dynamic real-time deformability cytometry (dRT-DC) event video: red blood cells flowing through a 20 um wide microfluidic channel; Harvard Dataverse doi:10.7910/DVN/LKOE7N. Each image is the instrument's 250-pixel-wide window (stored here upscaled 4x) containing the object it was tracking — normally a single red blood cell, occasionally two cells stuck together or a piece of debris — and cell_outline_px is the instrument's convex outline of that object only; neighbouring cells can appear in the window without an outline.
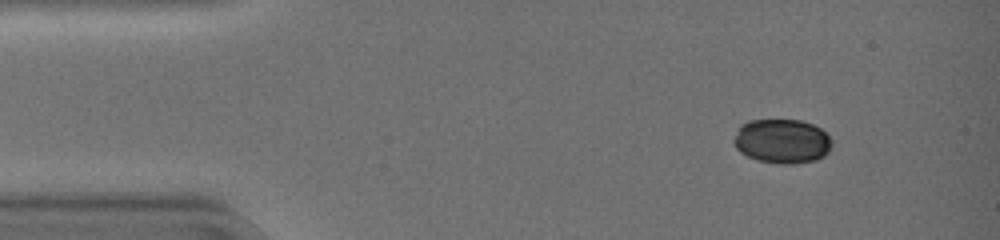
{"species": "common noctule bat (a hibernating species)", "species_latin": "Nyctalus noctula", "temperature_condition": "warm", "stored_images_in_passage": 42, "camera_frame_rate_fps": 3000, "um_per_image_px": 0.085, "animal": {"sex": "female", "body_mass_g": 19.0, "forearm_length_mm": 51.5}, "frame": {"image": 1, "passage_image": 1, "time_ms": 0.0, "image_size_px": [1000, 240], "cell_outline_px": [[832, 144], [828, 152], [824, 156], [816, 160], [796, 164], [776, 164], [756, 160], [740, 152], [736, 148], [732, 140], [740, 124], [748, 120], [800, 120], [812, 124], [820, 128], [828, 136]], "centroid_in_image_um": [66.44, 12.01], "position_along_channel_um": 18.6, "area_um2": 25.61}}
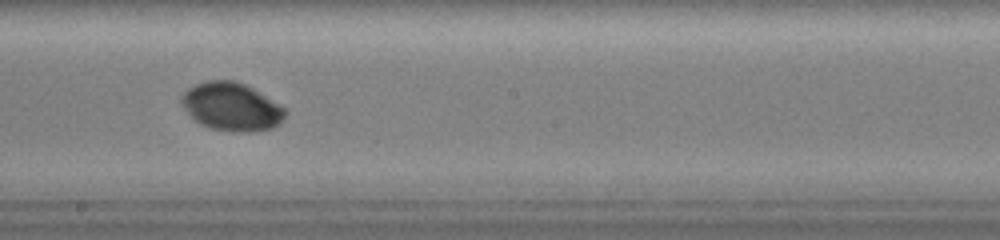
{"frame": {"image": 2, "passage_image": 22, "time_ms": 7.0, "image_size_px": [1000, 240], "cell_outline_px": [[288, 112], [272, 128], [248, 132], [240, 132], [212, 128], [200, 124], [184, 108], [180, 100], [180, 96], [188, 88], [196, 84], [208, 80], [232, 80], [244, 84], [252, 88], [284, 108]], "centroid_in_image_um": [19.64, 9.06], "position_along_channel_um": 228.6, "area_um2": 28.5}}
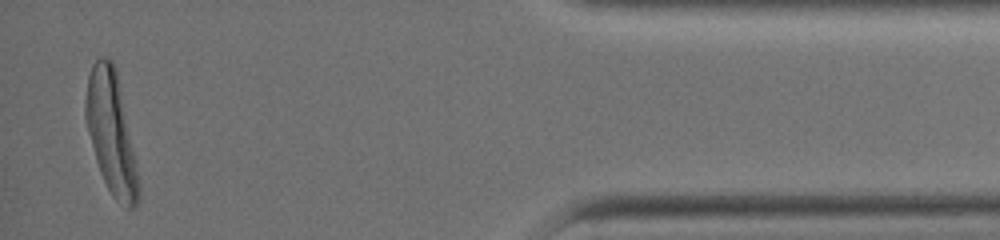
{"frame": {"image": 3, "passage_image": 40, "time_ms": 13.0, "image_size_px": [1000, 240], "cell_outline_px": [[140, 196], [136, 204], [132, 208], [124, 208], [112, 196], [100, 172], [96, 160], [88, 132], [84, 116], [84, 100], [88, 76], [92, 64], [100, 56], [104, 56], [112, 60], [116, 68], [140, 188]], "centroid_in_image_um": [9.41, 11.27], "position_along_channel_um": 425.8, "area_um2": 36.99}, "authors_computed_cell_mechanics": {"area_um2": 28.4665, "velocity_mm_per_s": 4.2105, "shape_relaxation_time_tau1_ms": 1.2053, "shape_relaxation_time_tau2_ms": null, "deformation_change_tau1": 0.0788, "deformation_change_tau2": null}}